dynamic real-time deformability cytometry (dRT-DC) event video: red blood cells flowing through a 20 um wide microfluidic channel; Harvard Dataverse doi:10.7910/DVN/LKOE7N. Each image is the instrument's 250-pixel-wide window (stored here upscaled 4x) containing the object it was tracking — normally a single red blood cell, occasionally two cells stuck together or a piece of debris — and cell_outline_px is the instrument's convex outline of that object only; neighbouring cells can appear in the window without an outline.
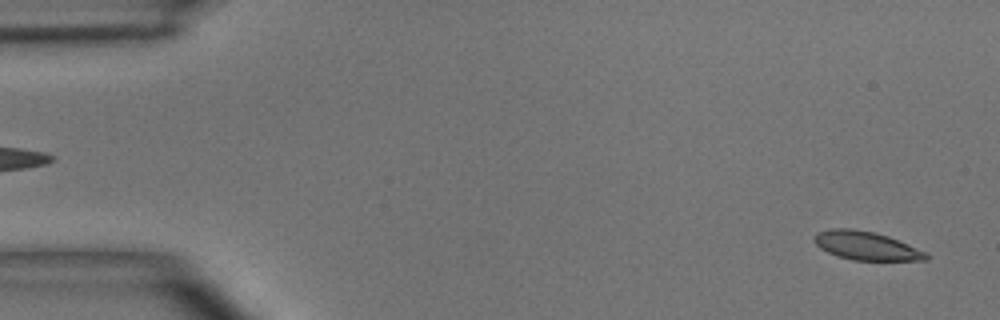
{"species": "common noctule bat (a hibernating species)", "species_latin": "Nyctalus noctula", "temperature_condition": "room temperature", "stored_images_in_passage": 3, "segment_of_instrument_passage": [2, 2], "camera_frame_rate_fps": 3000, "um_per_image_px": 0.085, "animal": {"sex": "male", "body_mass_g": 15.6}, "frame": {"image": 1, "passage_image": 3, "time_ms": 3.333, "image_size_px": [1000, 320], "cell_outline_px": [[928, 260], [852, 260], [836, 256], [820, 248], [812, 240], [816, 232], [828, 228], [852, 228], [872, 232], [888, 236], [908, 244], [924, 252], [928, 256]], "centroid_in_image_um": [73.55, 20.88], "position_along_channel_um": 11.5, "area_um2": 18.55}}